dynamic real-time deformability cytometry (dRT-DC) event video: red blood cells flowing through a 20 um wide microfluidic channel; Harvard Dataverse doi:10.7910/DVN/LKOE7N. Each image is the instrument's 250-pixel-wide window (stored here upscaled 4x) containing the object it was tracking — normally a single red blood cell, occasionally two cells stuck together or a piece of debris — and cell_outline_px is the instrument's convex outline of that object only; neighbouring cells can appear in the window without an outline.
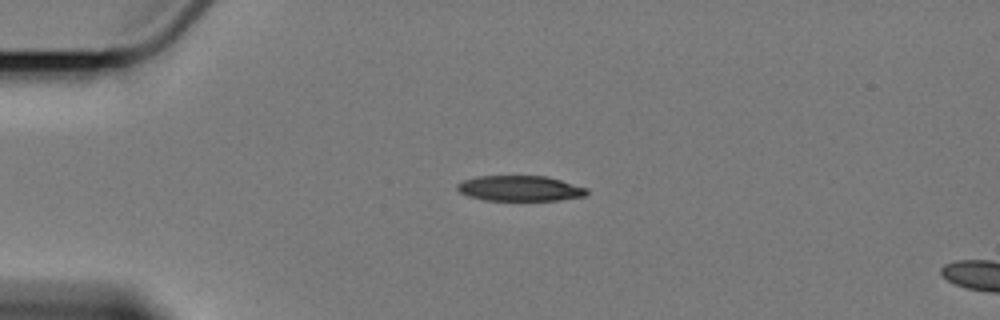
{"species": "Egyptian fruit bat (a non-hibernating species)", "species_latin": "Rousettus aegyptiacus", "temperature_condition": "cold", "stored_images_in_passage": 2, "camera_frame_rate_fps": 3000, "um_per_image_px": 0.085, "animal": {"sex": "female"}, "frame": {"image": 1, "passage_image": 1, "time_ms": 0.0, "image_size_px": [1000, 320], "cell_outline_px": [[588, 196], [560, 200], [484, 200], [468, 196], [460, 192], [456, 188], [456, 184], [464, 180], [476, 176], [548, 176], [588, 188]], "centroid_in_image_um": [44.22, 16.01], "position_along_channel_um": 40.8, "area_um2": 19.36}}